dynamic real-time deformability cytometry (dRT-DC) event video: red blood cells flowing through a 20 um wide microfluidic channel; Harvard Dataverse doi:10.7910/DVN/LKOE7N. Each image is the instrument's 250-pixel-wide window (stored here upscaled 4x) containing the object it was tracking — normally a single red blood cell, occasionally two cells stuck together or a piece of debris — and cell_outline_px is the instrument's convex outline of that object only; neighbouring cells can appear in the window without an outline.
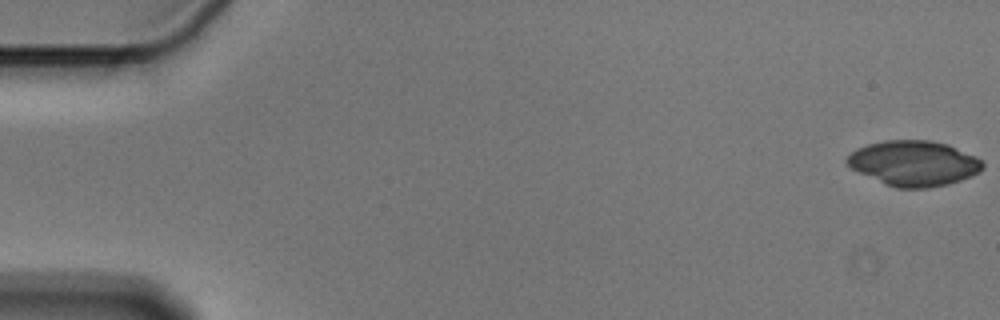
{"species": "Egyptian fruit bat (a non-hibernating species)", "species_latin": "Rousettus aegyptiacus", "temperature_condition": "cold", "stored_images_in_passage": 55, "camera_frame_rate_fps": 3000, "um_per_image_px": 0.085, "animal": {"sex": "male"}, "frame": {"image": 1, "passage_image": 1, "time_ms": 0.0, "image_size_px": [1000, 320], "cell_outline_px": [[984, 168], [980, 172], [972, 176], [948, 184], [928, 188], [896, 188], [884, 184], [852, 168], [844, 160], [856, 148], [868, 144], [884, 140], [932, 140], [948, 144], [976, 156], [984, 164]], "centroid_in_image_um": [77.7, 13.87], "position_along_channel_um": 7.3, "area_um2": 35.84}}